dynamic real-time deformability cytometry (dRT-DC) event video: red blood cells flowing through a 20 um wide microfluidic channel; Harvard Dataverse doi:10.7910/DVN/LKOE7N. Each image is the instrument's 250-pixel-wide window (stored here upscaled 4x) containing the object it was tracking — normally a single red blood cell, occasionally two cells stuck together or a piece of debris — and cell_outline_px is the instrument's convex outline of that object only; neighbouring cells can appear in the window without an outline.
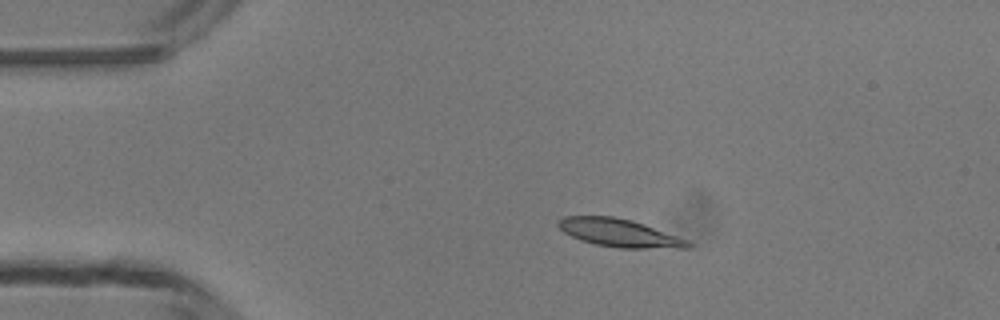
{"species": "common noctule bat (a hibernating species)", "species_latin": "Nyctalus noctula", "temperature_condition": "room temperature", "stored_images_in_passage": 4, "camera_frame_rate_fps": 3000, "um_per_image_px": 0.085, "animal": {"sex": "male", "body_mass_g": 13.3}, "frame": {"image": 1, "passage_image": 3, "time_ms": 2.333, "image_size_px": [1000, 320], "cell_outline_px": [[692, 248], [620, 248], [596, 244], [580, 240], [564, 232], [556, 224], [564, 216], [612, 216], [632, 220], [644, 224], [688, 240], [692, 244]], "centroid_in_image_um": [52.66, 19.8], "position_along_channel_um": 32.3, "area_um2": 20.98}}